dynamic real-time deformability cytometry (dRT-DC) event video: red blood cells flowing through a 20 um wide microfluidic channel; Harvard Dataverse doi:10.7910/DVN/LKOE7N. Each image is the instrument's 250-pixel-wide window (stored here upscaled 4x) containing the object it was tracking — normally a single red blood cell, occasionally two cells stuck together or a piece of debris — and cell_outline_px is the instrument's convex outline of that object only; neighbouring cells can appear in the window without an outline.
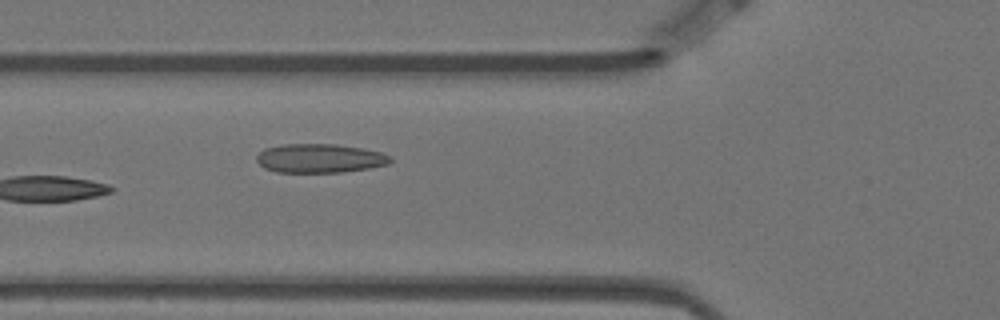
{"species": "Egyptian fruit bat (a non-hibernating species)", "species_latin": "Rousettus aegyptiacus", "temperature_condition": "warm", "stored_images_in_passage": 7, "camera_frame_rate_fps": 3000, "um_per_image_px": 0.085, "animal": {"sex": "female"}, "frame": {"image": 1, "passage_image": 7, "time_ms": 2.0, "image_size_px": [1000, 320], "cell_outline_px": [[392, 160], [388, 164], [368, 168], [340, 172], [276, 172], [264, 168], [256, 160], [256, 156], [264, 148], [280, 144], [336, 144], [364, 148], [380, 152], [392, 156]], "centroid_in_image_um": [27.17, 13.45], "position_along_channel_um": 98.6, "area_um2": 22.66}}